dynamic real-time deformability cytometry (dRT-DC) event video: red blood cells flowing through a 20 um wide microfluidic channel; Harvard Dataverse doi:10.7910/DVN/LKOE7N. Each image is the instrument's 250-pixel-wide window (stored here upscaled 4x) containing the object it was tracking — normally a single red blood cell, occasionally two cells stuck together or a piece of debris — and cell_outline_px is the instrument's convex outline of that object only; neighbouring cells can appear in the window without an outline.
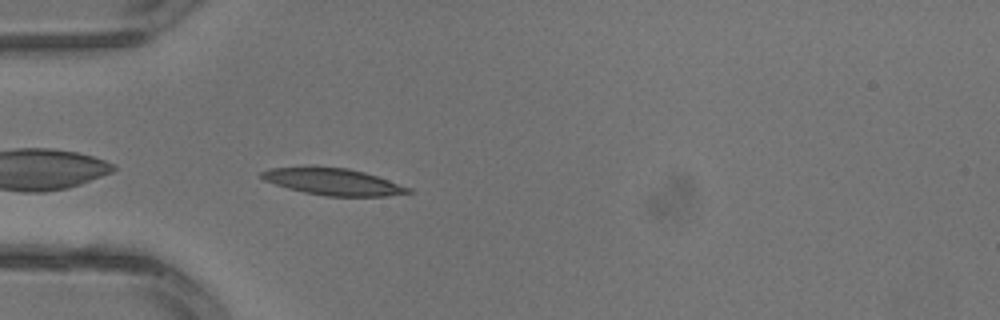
{"species": "common noctule bat (a hibernating species)", "species_latin": "Nyctalus noctula", "temperature_condition": "warm", "stored_images_in_passage": 2, "camera_frame_rate_fps": 3000, "um_per_image_px": 0.085, "animal": {"sex": "male", "body_mass_g": 13.3}, "frame": {"image": 1, "passage_image": 2, "time_ms": 0.333, "image_size_px": [1000, 320], "cell_outline_px": [[412, 192], [384, 196], [324, 196], [304, 192], [288, 188], [264, 180], [260, 176], [260, 172], [268, 168], [316, 164], [348, 168], [364, 172], [412, 188]], "centroid_in_image_um": [28.23, 15.4], "position_along_channel_um": 56.8, "area_um2": 23.41}}